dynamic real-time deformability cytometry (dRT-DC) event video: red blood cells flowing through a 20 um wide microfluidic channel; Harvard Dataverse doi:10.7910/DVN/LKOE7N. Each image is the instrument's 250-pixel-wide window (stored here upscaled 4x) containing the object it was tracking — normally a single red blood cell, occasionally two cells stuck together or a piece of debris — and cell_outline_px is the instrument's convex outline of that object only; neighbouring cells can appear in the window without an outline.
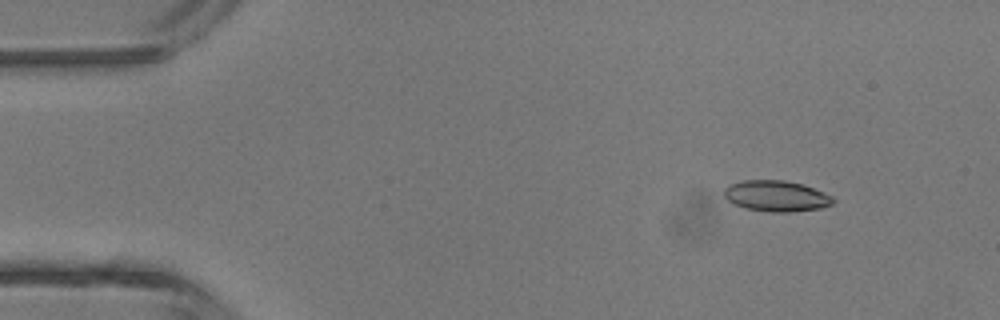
{"species": "common noctule bat (a hibernating species)", "species_latin": "Nyctalus noctula", "temperature_condition": "room temperature", "stored_images_in_passage": 4, "camera_frame_rate_fps": 3000, "um_per_image_px": 0.085, "animal": {"sex": "male", "body_mass_g": 13.3}, "frame": {"image": 1, "passage_image": 2, "time_ms": 1.333, "image_size_px": [1000, 320], "cell_outline_px": [[836, 200], [832, 204], [820, 208], [792, 212], [768, 212], [744, 208], [732, 204], [724, 196], [724, 188], [728, 184], [744, 180], [784, 180], [800, 184], [824, 192], [832, 196]], "centroid_in_image_um": [65.95, 16.67], "position_along_channel_um": 19.1, "area_um2": 19.77}}